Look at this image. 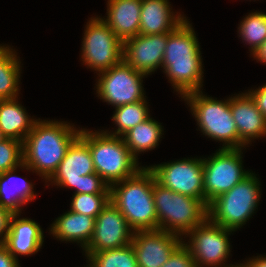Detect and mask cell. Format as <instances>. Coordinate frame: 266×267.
I'll return each mask as SVG.
<instances>
[{"label": "cell", "mask_w": 266, "mask_h": 267, "mask_svg": "<svg viewBox=\"0 0 266 267\" xmlns=\"http://www.w3.org/2000/svg\"><path fill=\"white\" fill-rule=\"evenodd\" d=\"M77 129L67 121L37 119L23 142L20 169L35 172L47 182L79 136L81 129Z\"/></svg>", "instance_id": "6da1fadb"}, {"label": "cell", "mask_w": 266, "mask_h": 267, "mask_svg": "<svg viewBox=\"0 0 266 267\" xmlns=\"http://www.w3.org/2000/svg\"><path fill=\"white\" fill-rule=\"evenodd\" d=\"M198 42L187 19L167 36L162 69L181 98L203 87L204 69Z\"/></svg>", "instance_id": "7a4b0ae2"}, {"label": "cell", "mask_w": 266, "mask_h": 267, "mask_svg": "<svg viewBox=\"0 0 266 267\" xmlns=\"http://www.w3.org/2000/svg\"><path fill=\"white\" fill-rule=\"evenodd\" d=\"M154 173L146 166L110 186V201L134 231L158 229L153 199Z\"/></svg>", "instance_id": "3957f363"}, {"label": "cell", "mask_w": 266, "mask_h": 267, "mask_svg": "<svg viewBox=\"0 0 266 267\" xmlns=\"http://www.w3.org/2000/svg\"><path fill=\"white\" fill-rule=\"evenodd\" d=\"M79 136L89 145L96 173L109 185L134 176L143 166L132 155L122 137L104 130L81 129Z\"/></svg>", "instance_id": "277c9868"}, {"label": "cell", "mask_w": 266, "mask_h": 267, "mask_svg": "<svg viewBox=\"0 0 266 267\" xmlns=\"http://www.w3.org/2000/svg\"><path fill=\"white\" fill-rule=\"evenodd\" d=\"M153 199L158 229L182 235V238L208 217V205L203 200L176 193L156 180Z\"/></svg>", "instance_id": "5b68a950"}, {"label": "cell", "mask_w": 266, "mask_h": 267, "mask_svg": "<svg viewBox=\"0 0 266 267\" xmlns=\"http://www.w3.org/2000/svg\"><path fill=\"white\" fill-rule=\"evenodd\" d=\"M251 172L231 190L208 204V218L227 229L237 231L251 218L261 199V182Z\"/></svg>", "instance_id": "8992f818"}, {"label": "cell", "mask_w": 266, "mask_h": 267, "mask_svg": "<svg viewBox=\"0 0 266 267\" xmlns=\"http://www.w3.org/2000/svg\"><path fill=\"white\" fill-rule=\"evenodd\" d=\"M182 99L190 106L203 135L222 142L221 149L239 148L238 131L230 110V97L225 101L217 100L199 90L186 94Z\"/></svg>", "instance_id": "52a82bcc"}, {"label": "cell", "mask_w": 266, "mask_h": 267, "mask_svg": "<svg viewBox=\"0 0 266 267\" xmlns=\"http://www.w3.org/2000/svg\"><path fill=\"white\" fill-rule=\"evenodd\" d=\"M84 30L81 59L87 68L100 73L123 60V42L102 17H91Z\"/></svg>", "instance_id": "ba28073f"}, {"label": "cell", "mask_w": 266, "mask_h": 267, "mask_svg": "<svg viewBox=\"0 0 266 267\" xmlns=\"http://www.w3.org/2000/svg\"><path fill=\"white\" fill-rule=\"evenodd\" d=\"M243 149L219 148L212 156L203 157L204 196L207 205L251 173L243 168Z\"/></svg>", "instance_id": "9c48e42d"}, {"label": "cell", "mask_w": 266, "mask_h": 267, "mask_svg": "<svg viewBox=\"0 0 266 267\" xmlns=\"http://www.w3.org/2000/svg\"><path fill=\"white\" fill-rule=\"evenodd\" d=\"M234 230L224 228L212 222L208 217L184 237L183 244L189 249L198 267H226L230 256L229 235ZM225 262V263H224Z\"/></svg>", "instance_id": "30bf717a"}, {"label": "cell", "mask_w": 266, "mask_h": 267, "mask_svg": "<svg viewBox=\"0 0 266 267\" xmlns=\"http://www.w3.org/2000/svg\"><path fill=\"white\" fill-rule=\"evenodd\" d=\"M97 96L103 102L118 107L146 99L143 88L145 75L124 60L108 70L97 73Z\"/></svg>", "instance_id": "8fae6325"}, {"label": "cell", "mask_w": 266, "mask_h": 267, "mask_svg": "<svg viewBox=\"0 0 266 267\" xmlns=\"http://www.w3.org/2000/svg\"><path fill=\"white\" fill-rule=\"evenodd\" d=\"M156 181L162 186L182 195L205 202L203 182V159L182 160L148 166Z\"/></svg>", "instance_id": "7c38bea8"}, {"label": "cell", "mask_w": 266, "mask_h": 267, "mask_svg": "<svg viewBox=\"0 0 266 267\" xmlns=\"http://www.w3.org/2000/svg\"><path fill=\"white\" fill-rule=\"evenodd\" d=\"M133 234L126 218L110 201L95 218L92 238L83 251L88 258L95 252L127 246L132 242Z\"/></svg>", "instance_id": "4fadbf2b"}, {"label": "cell", "mask_w": 266, "mask_h": 267, "mask_svg": "<svg viewBox=\"0 0 266 267\" xmlns=\"http://www.w3.org/2000/svg\"><path fill=\"white\" fill-rule=\"evenodd\" d=\"M182 240V236L160 229L134 231L131 244L138 267H162Z\"/></svg>", "instance_id": "5bb4252c"}, {"label": "cell", "mask_w": 266, "mask_h": 267, "mask_svg": "<svg viewBox=\"0 0 266 267\" xmlns=\"http://www.w3.org/2000/svg\"><path fill=\"white\" fill-rule=\"evenodd\" d=\"M170 33L140 35L123 42V60L145 75L162 68L167 36Z\"/></svg>", "instance_id": "9a60e30c"}, {"label": "cell", "mask_w": 266, "mask_h": 267, "mask_svg": "<svg viewBox=\"0 0 266 267\" xmlns=\"http://www.w3.org/2000/svg\"><path fill=\"white\" fill-rule=\"evenodd\" d=\"M96 173L89 145L78 136L66 151L52 177L46 182L62 188H75L79 194V182L83 175Z\"/></svg>", "instance_id": "2e32d148"}, {"label": "cell", "mask_w": 266, "mask_h": 267, "mask_svg": "<svg viewBox=\"0 0 266 267\" xmlns=\"http://www.w3.org/2000/svg\"><path fill=\"white\" fill-rule=\"evenodd\" d=\"M230 110L239 136V148L266 136V118L247 92L230 97Z\"/></svg>", "instance_id": "e0dca14e"}, {"label": "cell", "mask_w": 266, "mask_h": 267, "mask_svg": "<svg viewBox=\"0 0 266 267\" xmlns=\"http://www.w3.org/2000/svg\"><path fill=\"white\" fill-rule=\"evenodd\" d=\"M19 215L12 214L4 242V246L16 260H19L18 255L30 256L37 253L44 242L41 226L30 218H19Z\"/></svg>", "instance_id": "ac0fdd59"}, {"label": "cell", "mask_w": 266, "mask_h": 267, "mask_svg": "<svg viewBox=\"0 0 266 267\" xmlns=\"http://www.w3.org/2000/svg\"><path fill=\"white\" fill-rule=\"evenodd\" d=\"M169 0H142L140 14V35L170 33L186 16L173 12Z\"/></svg>", "instance_id": "d6986e66"}, {"label": "cell", "mask_w": 266, "mask_h": 267, "mask_svg": "<svg viewBox=\"0 0 266 267\" xmlns=\"http://www.w3.org/2000/svg\"><path fill=\"white\" fill-rule=\"evenodd\" d=\"M142 0H108L107 16L102 18L122 41L139 34Z\"/></svg>", "instance_id": "ffe728a7"}, {"label": "cell", "mask_w": 266, "mask_h": 267, "mask_svg": "<svg viewBox=\"0 0 266 267\" xmlns=\"http://www.w3.org/2000/svg\"><path fill=\"white\" fill-rule=\"evenodd\" d=\"M94 225V217L69 210L56 218L49 233L61 241L77 242L84 250L92 238Z\"/></svg>", "instance_id": "44dd1931"}, {"label": "cell", "mask_w": 266, "mask_h": 267, "mask_svg": "<svg viewBox=\"0 0 266 267\" xmlns=\"http://www.w3.org/2000/svg\"><path fill=\"white\" fill-rule=\"evenodd\" d=\"M19 168L0 173V206L11 214H21L24 204L33 201L37 195L32 182L16 176Z\"/></svg>", "instance_id": "7402d4cb"}, {"label": "cell", "mask_w": 266, "mask_h": 267, "mask_svg": "<svg viewBox=\"0 0 266 267\" xmlns=\"http://www.w3.org/2000/svg\"><path fill=\"white\" fill-rule=\"evenodd\" d=\"M25 109L18 97L0 99V130L7 138L24 142L32 130L37 119L30 118Z\"/></svg>", "instance_id": "603a6c76"}, {"label": "cell", "mask_w": 266, "mask_h": 267, "mask_svg": "<svg viewBox=\"0 0 266 267\" xmlns=\"http://www.w3.org/2000/svg\"><path fill=\"white\" fill-rule=\"evenodd\" d=\"M163 135L161 124L149 117L125 133L122 138L132 155L138 160V155L144 151L154 150Z\"/></svg>", "instance_id": "cb8c5ba5"}, {"label": "cell", "mask_w": 266, "mask_h": 267, "mask_svg": "<svg viewBox=\"0 0 266 267\" xmlns=\"http://www.w3.org/2000/svg\"><path fill=\"white\" fill-rule=\"evenodd\" d=\"M21 62L11 46L0 45V99L18 97Z\"/></svg>", "instance_id": "d4e9b609"}, {"label": "cell", "mask_w": 266, "mask_h": 267, "mask_svg": "<svg viewBox=\"0 0 266 267\" xmlns=\"http://www.w3.org/2000/svg\"><path fill=\"white\" fill-rule=\"evenodd\" d=\"M150 117L147 100L129 103L118 106L112 116L113 122L117 126L115 132L104 130L107 134L122 137L131 128L147 120Z\"/></svg>", "instance_id": "484cf974"}, {"label": "cell", "mask_w": 266, "mask_h": 267, "mask_svg": "<svg viewBox=\"0 0 266 267\" xmlns=\"http://www.w3.org/2000/svg\"><path fill=\"white\" fill-rule=\"evenodd\" d=\"M238 29L239 37L251 47L249 51L252 55L266 40V13H249L240 21Z\"/></svg>", "instance_id": "4316f807"}, {"label": "cell", "mask_w": 266, "mask_h": 267, "mask_svg": "<svg viewBox=\"0 0 266 267\" xmlns=\"http://www.w3.org/2000/svg\"><path fill=\"white\" fill-rule=\"evenodd\" d=\"M88 267H138L133 246L92 253L87 258Z\"/></svg>", "instance_id": "83f0119b"}, {"label": "cell", "mask_w": 266, "mask_h": 267, "mask_svg": "<svg viewBox=\"0 0 266 267\" xmlns=\"http://www.w3.org/2000/svg\"><path fill=\"white\" fill-rule=\"evenodd\" d=\"M109 202L110 194H74L70 210L96 218Z\"/></svg>", "instance_id": "f1b7e54d"}, {"label": "cell", "mask_w": 266, "mask_h": 267, "mask_svg": "<svg viewBox=\"0 0 266 267\" xmlns=\"http://www.w3.org/2000/svg\"><path fill=\"white\" fill-rule=\"evenodd\" d=\"M23 164V142L7 138L0 143V173Z\"/></svg>", "instance_id": "f546056e"}, {"label": "cell", "mask_w": 266, "mask_h": 267, "mask_svg": "<svg viewBox=\"0 0 266 267\" xmlns=\"http://www.w3.org/2000/svg\"><path fill=\"white\" fill-rule=\"evenodd\" d=\"M79 194H110V186L97 173L83 175Z\"/></svg>", "instance_id": "4dcf8cb0"}, {"label": "cell", "mask_w": 266, "mask_h": 267, "mask_svg": "<svg viewBox=\"0 0 266 267\" xmlns=\"http://www.w3.org/2000/svg\"><path fill=\"white\" fill-rule=\"evenodd\" d=\"M162 267H198L189 249L182 243Z\"/></svg>", "instance_id": "1f68e13d"}, {"label": "cell", "mask_w": 266, "mask_h": 267, "mask_svg": "<svg viewBox=\"0 0 266 267\" xmlns=\"http://www.w3.org/2000/svg\"><path fill=\"white\" fill-rule=\"evenodd\" d=\"M256 104V107L266 118V84L255 90L251 89L247 92Z\"/></svg>", "instance_id": "d6a6232c"}, {"label": "cell", "mask_w": 266, "mask_h": 267, "mask_svg": "<svg viewBox=\"0 0 266 267\" xmlns=\"http://www.w3.org/2000/svg\"><path fill=\"white\" fill-rule=\"evenodd\" d=\"M12 214L0 206V246L4 245L7 233L9 232L10 218Z\"/></svg>", "instance_id": "836d02e7"}, {"label": "cell", "mask_w": 266, "mask_h": 267, "mask_svg": "<svg viewBox=\"0 0 266 267\" xmlns=\"http://www.w3.org/2000/svg\"><path fill=\"white\" fill-rule=\"evenodd\" d=\"M0 267H21L19 261L10 254L4 245L0 246Z\"/></svg>", "instance_id": "e575fe53"}, {"label": "cell", "mask_w": 266, "mask_h": 267, "mask_svg": "<svg viewBox=\"0 0 266 267\" xmlns=\"http://www.w3.org/2000/svg\"><path fill=\"white\" fill-rule=\"evenodd\" d=\"M248 267H266V256L260 255L245 261Z\"/></svg>", "instance_id": "d590c367"}, {"label": "cell", "mask_w": 266, "mask_h": 267, "mask_svg": "<svg viewBox=\"0 0 266 267\" xmlns=\"http://www.w3.org/2000/svg\"><path fill=\"white\" fill-rule=\"evenodd\" d=\"M254 56V57H253ZM252 57L261 63L266 64V40L260 47L252 54Z\"/></svg>", "instance_id": "8d00e7d4"}, {"label": "cell", "mask_w": 266, "mask_h": 267, "mask_svg": "<svg viewBox=\"0 0 266 267\" xmlns=\"http://www.w3.org/2000/svg\"><path fill=\"white\" fill-rule=\"evenodd\" d=\"M226 267H248L247 265H246V263L244 262V263H240V264H229V266H226Z\"/></svg>", "instance_id": "74e56055"}, {"label": "cell", "mask_w": 266, "mask_h": 267, "mask_svg": "<svg viewBox=\"0 0 266 267\" xmlns=\"http://www.w3.org/2000/svg\"><path fill=\"white\" fill-rule=\"evenodd\" d=\"M5 139H7V137L0 130V143L3 142Z\"/></svg>", "instance_id": "f35d334b"}]
</instances>
